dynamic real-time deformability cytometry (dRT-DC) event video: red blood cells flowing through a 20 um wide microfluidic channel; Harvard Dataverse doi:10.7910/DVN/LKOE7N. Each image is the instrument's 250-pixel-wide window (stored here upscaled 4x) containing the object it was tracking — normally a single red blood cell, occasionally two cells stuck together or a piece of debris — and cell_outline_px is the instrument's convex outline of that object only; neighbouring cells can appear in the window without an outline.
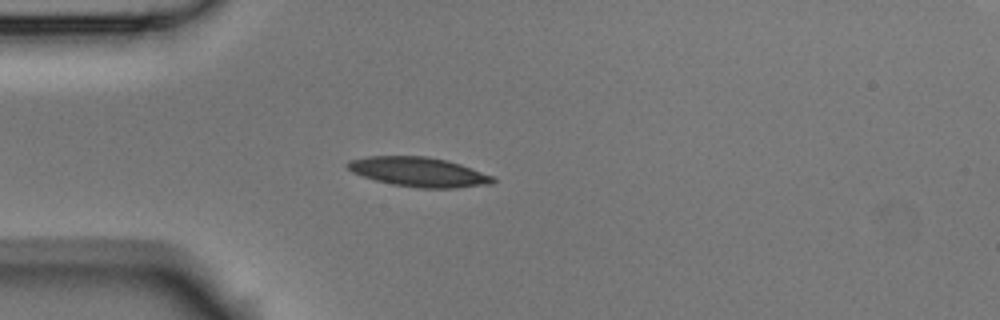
{"species": "Egyptian fruit bat (a non-hibernating species)", "species_latin": "Rousettus aegyptiacus", "temperature_condition": "room temperature", "stored_images_in_passage": 4, "camera_frame_rate_fps": 3000, "um_per_image_px": 0.085, "animal": {"sex": "male"}, "frame": {"image": 1, "passage_image": 4, "time_ms": 1.0, "image_size_px": [1000, 320], "cell_outline_px": [[496, 180], [492, 184], [456, 188], [420, 188], [392, 184], [376, 180], [352, 172], [348, 168], [348, 160], [368, 156], [428, 156], [460, 164], [496, 176]], "centroid_in_image_um": [35.65, 14.62], "position_along_channel_um": 49.4, "area_um2": 24.97}}